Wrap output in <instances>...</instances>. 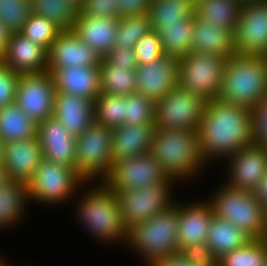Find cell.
I'll return each mask as SVG.
<instances>
[{
  "mask_svg": "<svg viewBox=\"0 0 267 266\" xmlns=\"http://www.w3.org/2000/svg\"><path fill=\"white\" fill-rule=\"evenodd\" d=\"M31 14L29 0H0V23L9 33H20Z\"/></svg>",
  "mask_w": 267,
  "mask_h": 266,
  "instance_id": "38",
  "label": "cell"
},
{
  "mask_svg": "<svg viewBox=\"0 0 267 266\" xmlns=\"http://www.w3.org/2000/svg\"><path fill=\"white\" fill-rule=\"evenodd\" d=\"M61 31L58 26L45 17L31 14L20 33L32 42L49 50Z\"/></svg>",
  "mask_w": 267,
  "mask_h": 266,
  "instance_id": "39",
  "label": "cell"
},
{
  "mask_svg": "<svg viewBox=\"0 0 267 266\" xmlns=\"http://www.w3.org/2000/svg\"><path fill=\"white\" fill-rule=\"evenodd\" d=\"M151 31L152 28L147 14L120 17L116 31L115 47L134 48Z\"/></svg>",
  "mask_w": 267,
  "mask_h": 266,
  "instance_id": "37",
  "label": "cell"
},
{
  "mask_svg": "<svg viewBox=\"0 0 267 266\" xmlns=\"http://www.w3.org/2000/svg\"><path fill=\"white\" fill-rule=\"evenodd\" d=\"M195 12L193 0H151L147 12L152 31L162 25L180 24V20L191 17Z\"/></svg>",
  "mask_w": 267,
  "mask_h": 266,
  "instance_id": "32",
  "label": "cell"
},
{
  "mask_svg": "<svg viewBox=\"0 0 267 266\" xmlns=\"http://www.w3.org/2000/svg\"><path fill=\"white\" fill-rule=\"evenodd\" d=\"M126 96L101 93L94 101V121L109 129L125 124Z\"/></svg>",
  "mask_w": 267,
  "mask_h": 266,
  "instance_id": "36",
  "label": "cell"
},
{
  "mask_svg": "<svg viewBox=\"0 0 267 266\" xmlns=\"http://www.w3.org/2000/svg\"><path fill=\"white\" fill-rule=\"evenodd\" d=\"M87 192H80L78 196L77 219L80 224L103 243L126 242L127 229L125 228L116 193L107 188L102 182L93 183ZM84 193V195H82ZM80 199V200H79Z\"/></svg>",
  "mask_w": 267,
  "mask_h": 266,
  "instance_id": "4",
  "label": "cell"
},
{
  "mask_svg": "<svg viewBox=\"0 0 267 266\" xmlns=\"http://www.w3.org/2000/svg\"><path fill=\"white\" fill-rule=\"evenodd\" d=\"M119 18L85 17L78 13L73 31L104 58L115 47Z\"/></svg>",
  "mask_w": 267,
  "mask_h": 266,
  "instance_id": "25",
  "label": "cell"
},
{
  "mask_svg": "<svg viewBox=\"0 0 267 266\" xmlns=\"http://www.w3.org/2000/svg\"><path fill=\"white\" fill-rule=\"evenodd\" d=\"M267 98V57L234 55L227 59L217 99L255 110Z\"/></svg>",
  "mask_w": 267,
  "mask_h": 266,
  "instance_id": "2",
  "label": "cell"
},
{
  "mask_svg": "<svg viewBox=\"0 0 267 266\" xmlns=\"http://www.w3.org/2000/svg\"><path fill=\"white\" fill-rule=\"evenodd\" d=\"M84 184L88 186L74 168L43 158L27 183L29 200L51 206L65 203L76 196Z\"/></svg>",
  "mask_w": 267,
  "mask_h": 266,
  "instance_id": "7",
  "label": "cell"
},
{
  "mask_svg": "<svg viewBox=\"0 0 267 266\" xmlns=\"http://www.w3.org/2000/svg\"><path fill=\"white\" fill-rule=\"evenodd\" d=\"M79 14L85 17L120 18L118 0H84Z\"/></svg>",
  "mask_w": 267,
  "mask_h": 266,
  "instance_id": "42",
  "label": "cell"
},
{
  "mask_svg": "<svg viewBox=\"0 0 267 266\" xmlns=\"http://www.w3.org/2000/svg\"><path fill=\"white\" fill-rule=\"evenodd\" d=\"M3 146L4 144L0 140V164H2V160H3Z\"/></svg>",
  "mask_w": 267,
  "mask_h": 266,
  "instance_id": "53",
  "label": "cell"
},
{
  "mask_svg": "<svg viewBox=\"0 0 267 266\" xmlns=\"http://www.w3.org/2000/svg\"><path fill=\"white\" fill-rule=\"evenodd\" d=\"M136 92L157 103L179 83L178 58L164 55L136 69Z\"/></svg>",
  "mask_w": 267,
  "mask_h": 266,
  "instance_id": "15",
  "label": "cell"
},
{
  "mask_svg": "<svg viewBox=\"0 0 267 266\" xmlns=\"http://www.w3.org/2000/svg\"><path fill=\"white\" fill-rule=\"evenodd\" d=\"M155 123L127 125L112 131V163L150 152Z\"/></svg>",
  "mask_w": 267,
  "mask_h": 266,
  "instance_id": "23",
  "label": "cell"
},
{
  "mask_svg": "<svg viewBox=\"0 0 267 266\" xmlns=\"http://www.w3.org/2000/svg\"><path fill=\"white\" fill-rule=\"evenodd\" d=\"M26 183L10 181L0 188V229L10 228L22 221L29 203Z\"/></svg>",
  "mask_w": 267,
  "mask_h": 266,
  "instance_id": "28",
  "label": "cell"
},
{
  "mask_svg": "<svg viewBox=\"0 0 267 266\" xmlns=\"http://www.w3.org/2000/svg\"><path fill=\"white\" fill-rule=\"evenodd\" d=\"M10 182L7 171L4 169V166L0 164V188L5 186Z\"/></svg>",
  "mask_w": 267,
  "mask_h": 266,
  "instance_id": "51",
  "label": "cell"
},
{
  "mask_svg": "<svg viewBox=\"0 0 267 266\" xmlns=\"http://www.w3.org/2000/svg\"><path fill=\"white\" fill-rule=\"evenodd\" d=\"M56 92H66L91 101L101 94L99 67H68L49 71Z\"/></svg>",
  "mask_w": 267,
  "mask_h": 266,
  "instance_id": "24",
  "label": "cell"
},
{
  "mask_svg": "<svg viewBox=\"0 0 267 266\" xmlns=\"http://www.w3.org/2000/svg\"><path fill=\"white\" fill-rule=\"evenodd\" d=\"M147 266H195V264L187 260L182 251H177L166 256L156 258Z\"/></svg>",
  "mask_w": 267,
  "mask_h": 266,
  "instance_id": "48",
  "label": "cell"
},
{
  "mask_svg": "<svg viewBox=\"0 0 267 266\" xmlns=\"http://www.w3.org/2000/svg\"><path fill=\"white\" fill-rule=\"evenodd\" d=\"M99 73L101 93L127 96L136 92V71L110 64L101 58Z\"/></svg>",
  "mask_w": 267,
  "mask_h": 266,
  "instance_id": "33",
  "label": "cell"
},
{
  "mask_svg": "<svg viewBox=\"0 0 267 266\" xmlns=\"http://www.w3.org/2000/svg\"><path fill=\"white\" fill-rule=\"evenodd\" d=\"M37 123L16 103L0 108V140L3 144L36 137Z\"/></svg>",
  "mask_w": 267,
  "mask_h": 266,
  "instance_id": "30",
  "label": "cell"
},
{
  "mask_svg": "<svg viewBox=\"0 0 267 266\" xmlns=\"http://www.w3.org/2000/svg\"><path fill=\"white\" fill-rule=\"evenodd\" d=\"M174 183L176 185L177 181L169 178L166 182L148 184L143 188L114 191L125 228L129 230L137 224L144 223L174 204Z\"/></svg>",
  "mask_w": 267,
  "mask_h": 266,
  "instance_id": "9",
  "label": "cell"
},
{
  "mask_svg": "<svg viewBox=\"0 0 267 266\" xmlns=\"http://www.w3.org/2000/svg\"><path fill=\"white\" fill-rule=\"evenodd\" d=\"M55 83L50 72L22 74L17 85L15 103L35 123L54 113Z\"/></svg>",
  "mask_w": 267,
  "mask_h": 266,
  "instance_id": "14",
  "label": "cell"
},
{
  "mask_svg": "<svg viewBox=\"0 0 267 266\" xmlns=\"http://www.w3.org/2000/svg\"><path fill=\"white\" fill-rule=\"evenodd\" d=\"M255 141L267 145V98L253 110Z\"/></svg>",
  "mask_w": 267,
  "mask_h": 266,
  "instance_id": "46",
  "label": "cell"
},
{
  "mask_svg": "<svg viewBox=\"0 0 267 266\" xmlns=\"http://www.w3.org/2000/svg\"><path fill=\"white\" fill-rule=\"evenodd\" d=\"M265 215H266V227H267V205L265 206Z\"/></svg>",
  "mask_w": 267,
  "mask_h": 266,
  "instance_id": "55",
  "label": "cell"
},
{
  "mask_svg": "<svg viewBox=\"0 0 267 266\" xmlns=\"http://www.w3.org/2000/svg\"><path fill=\"white\" fill-rule=\"evenodd\" d=\"M20 74L0 61V108L15 103Z\"/></svg>",
  "mask_w": 267,
  "mask_h": 266,
  "instance_id": "43",
  "label": "cell"
},
{
  "mask_svg": "<svg viewBox=\"0 0 267 266\" xmlns=\"http://www.w3.org/2000/svg\"><path fill=\"white\" fill-rule=\"evenodd\" d=\"M178 86L205 100L217 99L227 58L190 52L179 57Z\"/></svg>",
  "mask_w": 267,
  "mask_h": 266,
  "instance_id": "10",
  "label": "cell"
},
{
  "mask_svg": "<svg viewBox=\"0 0 267 266\" xmlns=\"http://www.w3.org/2000/svg\"><path fill=\"white\" fill-rule=\"evenodd\" d=\"M196 202L191 201V204H182L178 201L179 251L190 245L207 242V235L213 216L212 209L206 200Z\"/></svg>",
  "mask_w": 267,
  "mask_h": 266,
  "instance_id": "21",
  "label": "cell"
},
{
  "mask_svg": "<svg viewBox=\"0 0 267 266\" xmlns=\"http://www.w3.org/2000/svg\"><path fill=\"white\" fill-rule=\"evenodd\" d=\"M0 61L20 75L43 73L47 72L48 50L21 33H9L7 49Z\"/></svg>",
  "mask_w": 267,
  "mask_h": 266,
  "instance_id": "19",
  "label": "cell"
},
{
  "mask_svg": "<svg viewBox=\"0 0 267 266\" xmlns=\"http://www.w3.org/2000/svg\"><path fill=\"white\" fill-rule=\"evenodd\" d=\"M156 214L154 217L127 230L126 243L148 265L161 256L178 249V202Z\"/></svg>",
  "mask_w": 267,
  "mask_h": 266,
  "instance_id": "5",
  "label": "cell"
},
{
  "mask_svg": "<svg viewBox=\"0 0 267 266\" xmlns=\"http://www.w3.org/2000/svg\"><path fill=\"white\" fill-rule=\"evenodd\" d=\"M242 0H199L195 3V15L211 25L235 30L243 6Z\"/></svg>",
  "mask_w": 267,
  "mask_h": 266,
  "instance_id": "29",
  "label": "cell"
},
{
  "mask_svg": "<svg viewBox=\"0 0 267 266\" xmlns=\"http://www.w3.org/2000/svg\"><path fill=\"white\" fill-rule=\"evenodd\" d=\"M197 132L200 154L206 164L224 160L256 142L253 111L219 99L207 101Z\"/></svg>",
  "mask_w": 267,
  "mask_h": 266,
  "instance_id": "1",
  "label": "cell"
},
{
  "mask_svg": "<svg viewBox=\"0 0 267 266\" xmlns=\"http://www.w3.org/2000/svg\"><path fill=\"white\" fill-rule=\"evenodd\" d=\"M53 116L75 137L94 122V101L66 92H56Z\"/></svg>",
  "mask_w": 267,
  "mask_h": 266,
  "instance_id": "22",
  "label": "cell"
},
{
  "mask_svg": "<svg viewBox=\"0 0 267 266\" xmlns=\"http://www.w3.org/2000/svg\"><path fill=\"white\" fill-rule=\"evenodd\" d=\"M104 58L110 64L119 65L120 67L131 71H136L138 67L134 48L114 47Z\"/></svg>",
  "mask_w": 267,
  "mask_h": 266,
  "instance_id": "45",
  "label": "cell"
},
{
  "mask_svg": "<svg viewBox=\"0 0 267 266\" xmlns=\"http://www.w3.org/2000/svg\"><path fill=\"white\" fill-rule=\"evenodd\" d=\"M251 239L245 231L228 220L212 216L206 244L218 259L242 247Z\"/></svg>",
  "mask_w": 267,
  "mask_h": 266,
  "instance_id": "27",
  "label": "cell"
},
{
  "mask_svg": "<svg viewBox=\"0 0 267 266\" xmlns=\"http://www.w3.org/2000/svg\"><path fill=\"white\" fill-rule=\"evenodd\" d=\"M182 253L195 266H219V259L206 243L190 245L184 248Z\"/></svg>",
  "mask_w": 267,
  "mask_h": 266,
  "instance_id": "44",
  "label": "cell"
},
{
  "mask_svg": "<svg viewBox=\"0 0 267 266\" xmlns=\"http://www.w3.org/2000/svg\"><path fill=\"white\" fill-rule=\"evenodd\" d=\"M218 190L206 200L213 216L228 220L252 238L267 237L265 206L252 191L232 188L225 183Z\"/></svg>",
  "mask_w": 267,
  "mask_h": 266,
  "instance_id": "6",
  "label": "cell"
},
{
  "mask_svg": "<svg viewBox=\"0 0 267 266\" xmlns=\"http://www.w3.org/2000/svg\"><path fill=\"white\" fill-rule=\"evenodd\" d=\"M8 37H9V32L6 30L3 24L0 23V60L5 55L7 49Z\"/></svg>",
  "mask_w": 267,
  "mask_h": 266,
  "instance_id": "50",
  "label": "cell"
},
{
  "mask_svg": "<svg viewBox=\"0 0 267 266\" xmlns=\"http://www.w3.org/2000/svg\"><path fill=\"white\" fill-rule=\"evenodd\" d=\"M0 266H10L9 262H7L6 258L4 259L3 256H0Z\"/></svg>",
  "mask_w": 267,
  "mask_h": 266,
  "instance_id": "52",
  "label": "cell"
},
{
  "mask_svg": "<svg viewBox=\"0 0 267 266\" xmlns=\"http://www.w3.org/2000/svg\"><path fill=\"white\" fill-rule=\"evenodd\" d=\"M236 55H267V0L246 1L234 30Z\"/></svg>",
  "mask_w": 267,
  "mask_h": 266,
  "instance_id": "13",
  "label": "cell"
},
{
  "mask_svg": "<svg viewBox=\"0 0 267 266\" xmlns=\"http://www.w3.org/2000/svg\"><path fill=\"white\" fill-rule=\"evenodd\" d=\"M43 158L75 169L76 137L53 115L37 123Z\"/></svg>",
  "mask_w": 267,
  "mask_h": 266,
  "instance_id": "18",
  "label": "cell"
},
{
  "mask_svg": "<svg viewBox=\"0 0 267 266\" xmlns=\"http://www.w3.org/2000/svg\"><path fill=\"white\" fill-rule=\"evenodd\" d=\"M267 237L252 238L242 247L219 259V266H266Z\"/></svg>",
  "mask_w": 267,
  "mask_h": 266,
  "instance_id": "35",
  "label": "cell"
},
{
  "mask_svg": "<svg viewBox=\"0 0 267 266\" xmlns=\"http://www.w3.org/2000/svg\"><path fill=\"white\" fill-rule=\"evenodd\" d=\"M31 13L45 17L61 30L73 29L79 7L69 0H29Z\"/></svg>",
  "mask_w": 267,
  "mask_h": 266,
  "instance_id": "34",
  "label": "cell"
},
{
  "mask_svg": "<svg viewBox=\"0 0 267 266\" xmlns=\"http://www.w3.org/2000/svg\"><path fill=\"white\" fill-rule=\"evenodd\" d=\"M112 131L113 129L94 121L76 137L74 170L89 186L94 181L102 182L111 169Z\"/></svg>",
  "mask_w": 267,
  "mask_h": 266,
  "instance_id": "8",
  "label": "cell"
},
{
  "mask_svg": "<svg viewBox=\"0 0 267 266\" xmlns=\"http://www.w3.org/2000/svg\"><path fill=\"white\" fill-rule=\"evenodd\" d=\"M155 123V103L137 92L126 96L125 124Z\"/></svg>",
  "mask_w": 267,
  "mask_h": 266,
  "instance_id": "40",
  "label": "cell"
},
{
  "mask_svg": "<svg viewBox=\"0 0 267 266\" xmlns=\"http://www.w3.org/2000/svg\"><path fill=\"white\" fill-rule=\"evenodd\" d=\"M43 159L37 137L5 143L2 165L10 181L28 183Z\"/></svg>",
  "mask_w": 267,
  "mask_h": 266,
  "instance_id": "20",
  "label": "cell"
},
{
  "mask_svg": "<svg viewBox=\"0 0 267 266\" xmlns=\"http://www.w3.org/2000/svg\"><path fill=\"white\" fill-rule=\"evenodd\" d=\"M134 52L138 64H147L160 59L165 54L162 49L160 38L156 31L145 35L135 46Z\"/></svg>",
  "mask_w": 267,
  "mask_h": 266,
  "instance_id": "41",
  "label": "cell"
},
{
  "mask_svg": "<svg viewBox=\"0 0 267 266\" xmlns=\"http://www.w3.org/2000/svg\"><path fill=\"white\" fill-rule=\"evenodd\" d=\"M69 1H72L75 5L79 7L84 0H69Z\"/></svg>",
  "mask_w": 267,
  "mask_h": 266,
  "instance_id": "54",
  "label": "cell"
},
{
  "mask_svg": "<svg viewBox=\"0 0 267 266\" xmlns=\"http://www.w3.org/2000/svg\"><path fill=\"white\" fill-rule=\"evenodd\" d=\"M100 56L72 30H62L48 50L47 71L68 67H99Z\"/></svg>",
  "mask_w": 267,
  "mask_h": 266,
  "instance_id": "17",
  "label": "cell"
},
{
  "mask_svg": "<svg viewBox=\"0 0 267 266\" xmlns=\"http://www.w3.org/2000/svg\"><path fill=\"white\" fill-rule=\"evenodd\" d=\"M150 153L177 182L195 178L208 165L200 154L197 130L156 127Z\"/></svg>",
  "mask_w": 267,
  "mask_h": 266,
  "instance_id": "3",
  "label": "cell"
},
{
  "mask_svg": "<svg viewBox=\"0 0 267 266\" xmlns=\"http://www.w3.org/2000/svg\"><path fill=\"white\" fill-rule=\"evenodd\" d=\"M195 13L180 24L162 25L156 30L165 55L183 57L191 52Z\"/></svg>",
  "mask_w": 267,
  "mask_h": 266,
  "instance_id": "31",
  "label": "cell"
},
{
  "mask_svg": "<svg viewBox=\"0 0 267 266\" xmlns=\"http://www.w3.org/2000/svg\"><path fill=\"white\" fill-rule=\"evenodd\" d=\"M225 160L229 165L225 184L253 192L267 172V145L255 142Z\"/></svg>",
  "mask_w": 267,
  "mask_h": 266,
  "instance_id": "16",
  "label": "cell"
},
{
  "mask_svg": "<svg viewBox=\"0 0 267 266\" xmlns=\"http://www.w3.org/2000/svg\"><path fill=\"white\" fill-rule=\"evenodd\" d=\"M191 52L231 58L236 55L234 31L199 19L195 15Z\"/></svg>",
  "mask_w": 267,
  "mask_h": 266,
  "instance_id": "26",
  "label": "cell"
},
{
  "mask_svg": "<svg viewBox=\"0 0 267 266\" xmlns=\"http://www.w3.org/2000/svg\"><path fill=\"white\" fill-rule=\"evenodd\" d=\"M253 194L255 198L264 206L267 205V172L264 177L258 182Z\"/></svg>",
  "mask_w": 267,
  "mask_h": 266,
  "instance_id": "49",
  "label": "cell"
},
{
  "mask_svg": "<svg viewBox=\"0 0 267 266\" xmlns=\"http://www.w3.org/2000/svg\"><path fill=\"white\" fill-rule=\"evenodd\" d=\"M119 16H132L147 14L151 0H118Z\"/></svg>",
  "mask_w": 267,
  "mask_h": 266,
  "instance_id": "47",
  "label": "cell"
},
{
  "mask_svg": "<svg viewBox=\"0 0 267 266\" xmlns=\"http://www.w3.org/2000/svg\"><path fill=\"white\" fill-rule=\"evenodd\" d=\"M168 179L161 164L148 152L112 163L102 183L114 192L143 188Z\"/></svg>",
  "mask_w": 267,
  "mask_h": 266,
  "instance_id": "12",
  "label": "cell"
},
{
  "mask_svg": "<svg viewBox=\"0 0 267 266\" xmlns=\"http://www.w3.org/2000/svg\"><path fill=\"white\" fill-rule=\"evenodd\" d=\"M207 100L179 86L155 104V125L164 129L198 130Z\"/></svg>",
  "mask_w": 267,
  "mask_h": 266,
  "instance_id": "11",
  "label": "cell"
},
{
  "mask_svg": "<svg viewBox=\"0 0 267 266\" xmlns=\"http://www.w3.org/2000/svg\"><path fill=\"white\" fill-rule=\"evenodd\" d=\"M243 2H246V1H259V0H242Z\"/></svg>",
  "mask_w": 267,
  "mask_h": 266,
  "instance_id": "56",
  "label": "cell"
}]
</instances>
